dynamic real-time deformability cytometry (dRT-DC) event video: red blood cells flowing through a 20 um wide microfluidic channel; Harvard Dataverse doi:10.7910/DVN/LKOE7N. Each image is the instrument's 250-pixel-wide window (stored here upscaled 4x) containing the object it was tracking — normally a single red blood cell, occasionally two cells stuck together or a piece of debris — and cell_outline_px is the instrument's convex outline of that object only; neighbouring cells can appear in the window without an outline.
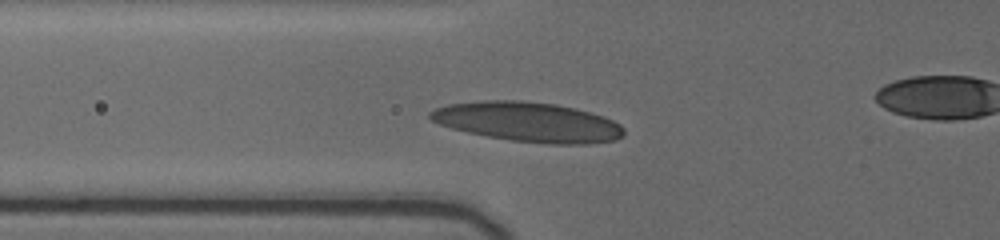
{"species": "human", "species_latin": "Homo sapiens", "temperature_condition": "cold", "stored_images_in_passage": 11, "camera_frame_rate_fps": 3000, "um_per_image_px": 0.085, "donor": {"sex": "female"}, "frame": {"image": 1, "passage_image": 5, "time_ms": 3.667, "image_size_px": [1000, 240], "cell_outline_px": [[624, 136], [616, 140], [588, 144], [548, 144], [512, 140], [488, 136], [468, 132], [452, 128], [440, 124], [432, 120], [428, 116], [428, 112], [436, 108], [448, 104], [484, 100], [520, 100], [556, 104], [576, 108], [604, 116], [620, 124], [624, 128]], "centroid_in_image_um": [44.92, 10.36], "position_along_channel_um": 80.9, "area_um2": 44.85}}
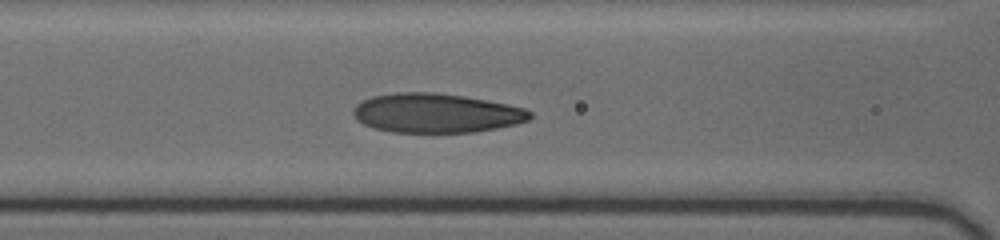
{"frame": {"image": 2, "passage_image": 7, "time_ms": 5.0, "image_size_px": [1000, 240], "cell_outline_px": [[532, 116], [528, 120], [516, 124], [496, 128], [472, 132], [392, 132], [372, 128], [356, 120], [352, 112], [352, 108], [356, 104], [372, 96], [396, 92], [432, 92], [464, 96], [508, 104], [524, 108], [532, 112]], "centroid_in_image_um": [37.04, 9.61], "position_along_channel_um": 129.6, "area_um2": 40.52}}
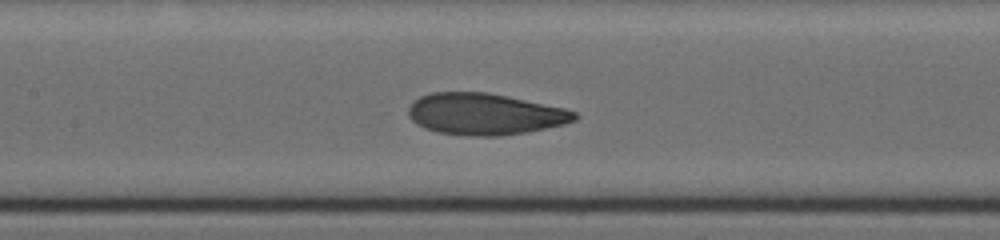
{"frame": {"image": 3, "passage_image": 10, "time_ms": 6.0, "image_size_px": [1000, 240], "cell_outline_px": [[580, 116], [576, 120], [564, 124], [528, 132], [500, 136], [468, 136], [436, 132], [424, 128], [416, 124], [408, 116], [408, 108], [412, 100], [420, 96], [432, 92], [488, 92], [508, 96], [564, 108], [576, 112]], "centroid_in_image_um": [41.18, 9.7], "position_along_channel_um": 166.2, "area_um2": 40.58}}